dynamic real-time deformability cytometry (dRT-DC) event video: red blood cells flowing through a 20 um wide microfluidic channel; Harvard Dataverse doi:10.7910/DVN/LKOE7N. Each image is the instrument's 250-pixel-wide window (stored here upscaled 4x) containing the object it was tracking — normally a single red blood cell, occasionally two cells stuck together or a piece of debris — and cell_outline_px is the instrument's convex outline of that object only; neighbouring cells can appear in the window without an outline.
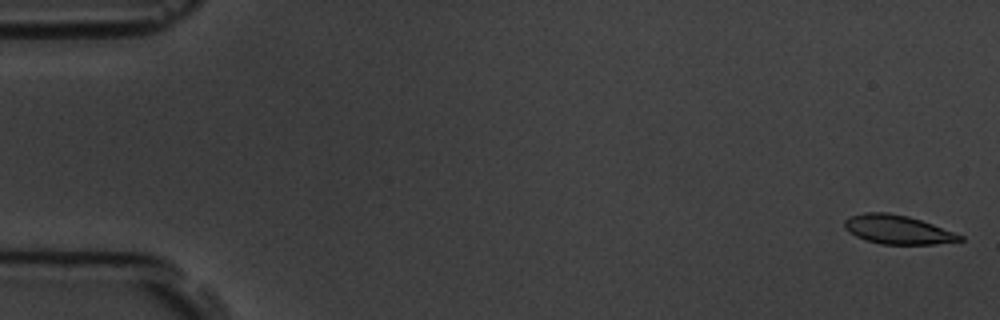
{"species": "common noctule bat (a hibernating species)", "species_latin": "Nyctalus noctula", "temperature_condition": "room temperature", "stored_images_in_passage": 6, "camera_frame_rate_fps": 3000, "um_per_image_px": 0.085, "animal": {"sex": "male", "body_mass_g": 19.5, "forearm_length_mm": 54.6}, "frame": {"image": 1, "passage_image": 1, "time_ms": 0.0, "image_size_px": [1000, 320], "cell_outline_px": [[964, 240], [936, 244], [880, 244], [864, 240], [856, 236], [844, 228], [844, 220], [848, 216], [864, 212], [888, 212], [908, 216], [932, 224], [964, 236]], "centroid_in_image_um": [76.26, 19.51], "position_along_channel_um": 8.7, "area_um2": 19.48}}
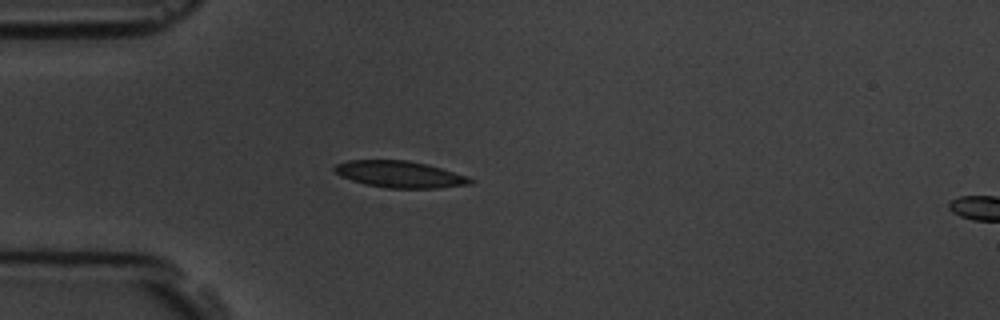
{"frame": {"image": 2, "passage_image": 5, "time_ms": 4.667, "image_size_px": [1000, 320], "cell_outline_px": [[476, 180], [472, 184], [436, 188], [388, 188], [364, 184], [340, 176], [332, 168], [336, 164], [348, 160], [408, 160], [428, 164], [468, 176]], "centroid_in_image_um": [34.01, 14.81], "position_along_channel_um": 51.0, "area_um2": 21.21}}